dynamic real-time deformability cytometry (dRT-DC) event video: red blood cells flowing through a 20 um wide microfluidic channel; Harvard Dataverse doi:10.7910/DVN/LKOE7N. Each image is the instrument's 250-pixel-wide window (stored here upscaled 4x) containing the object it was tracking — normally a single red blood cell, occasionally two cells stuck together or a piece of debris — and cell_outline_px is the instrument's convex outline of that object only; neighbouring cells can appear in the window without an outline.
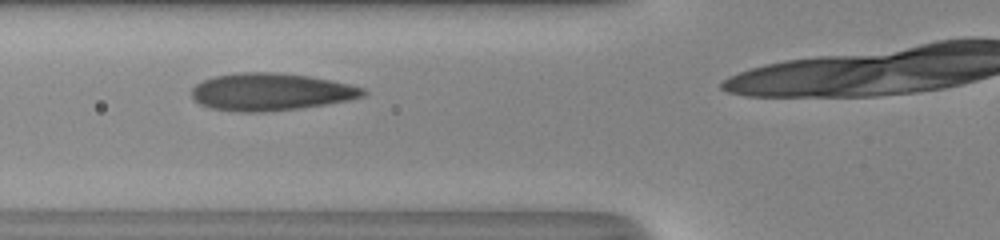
{"species": "human", "species_latin": "Homo sapiens", "temperature_condition": "room temperature", "stored_images_in_passage": 27, "camera_frame_rate_fps": 3000, "um_per_image_px": 0.085, "donor": {"sex": "male"}, "frame": {"image": 1, "passage_image": 5, "time_ms": 1.333, "image_size_px": [1000, 240], "cell_outline_px": [[368, 92], [364, 96], [348, 100], [300, 108], [264, 112], [236, 112], [208, 108], [200, 104], [192, 96], [192, 88], [196, 84], [204, 80], [216, 76], [236, 72], [276, 72], [308, 76], [332, 80], [364, 88]], "centroid_in_image_um": [23.0, 7.81], "position_along_channel_um": 102.8, "area_um2": 37.4}}
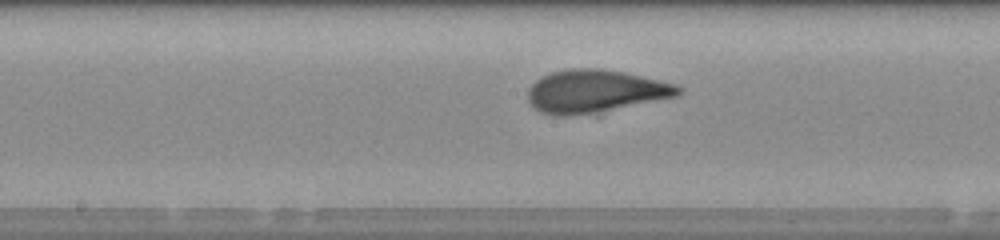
{"frame": {"image": 2, "passage_image": 12, "time_ms": 3.667, "image_size_px": [1000, 240], "cell_outline_px": [[684, 92], [676, 96], [592, 112], [564, 116], [556, 116], [540, 112], [532, 108], [528, 100], [528, 88], [536, 80], [552, 72], [568, 68], [600, 68], [624, 72], [660, 80], [676, 84], [684, 88]], "centroid_in_image_um": [50.56, 7.73], "position_along_channel_um": 197.6, "area_um2": 37.05}}
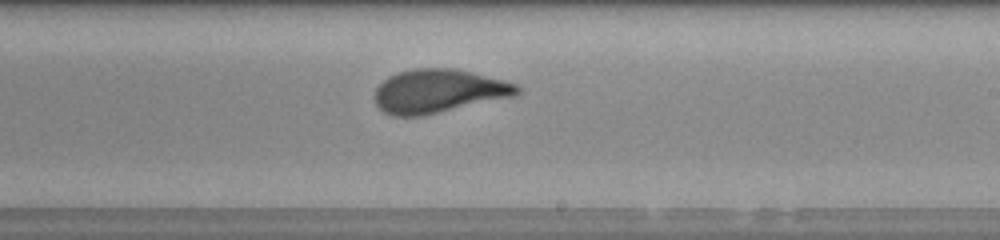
{"frame": {"image": 3, "passage_image": 16, "time_ms": 5.0, "image_size_px": [1000, 240], "cell_outline_px": [[520, 92], [516, 96], [424, 116], [392, 116], [384, 112], [376, 104], [376, 88], [388, 76], [396, 72], [412, 68], [452, 68], [472, 72], [504, 80], [516, 84], [520, 88]], "centroid_in_image_um": [37.29, 7.75], "position_along_channel_um": 251.7, "area_um2": 36.41}}